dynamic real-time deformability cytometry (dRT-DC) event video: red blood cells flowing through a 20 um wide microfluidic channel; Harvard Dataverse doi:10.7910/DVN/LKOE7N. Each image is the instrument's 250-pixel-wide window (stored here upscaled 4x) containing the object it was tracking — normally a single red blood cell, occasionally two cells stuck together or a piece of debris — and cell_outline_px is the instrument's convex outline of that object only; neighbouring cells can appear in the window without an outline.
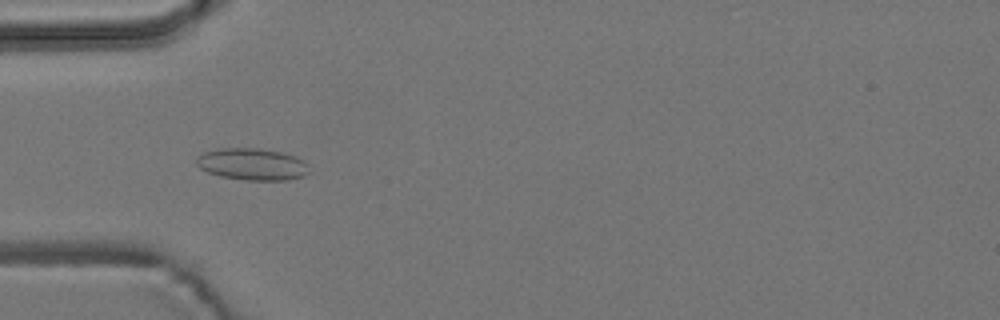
{"species": "common noctule bat (a hibernating species)", "species_latin": "Nyctalus noctula", "temperature_condition": "room temperature", "stored_images_in_passage": 4, "camera_frame_rate_fps": 3000, "um_per_image_px": 0.085, "animal": {"sex": "male", "body_mass_g": 19.2, "forearm_length_mm": 51.8}, "frame": {"image": 1, "passage_image": 4, "time_ms": 1.0, "image_size_px": [1000, 320], "cell_outline_px": [[308, 172], [304, 176], [288, 180], [248, 180], [220, 176], [208, 172], [200, 168], [196, 164], [196, 160], [204, 152], [220, 148], [260, 148], [280, 152], [296, 156], [304, 160], [308, 164]], "centroid_in_image_um": [21.47, 13.96], "position_along_channel_um": 63.5, "area_um2": 20.92}}